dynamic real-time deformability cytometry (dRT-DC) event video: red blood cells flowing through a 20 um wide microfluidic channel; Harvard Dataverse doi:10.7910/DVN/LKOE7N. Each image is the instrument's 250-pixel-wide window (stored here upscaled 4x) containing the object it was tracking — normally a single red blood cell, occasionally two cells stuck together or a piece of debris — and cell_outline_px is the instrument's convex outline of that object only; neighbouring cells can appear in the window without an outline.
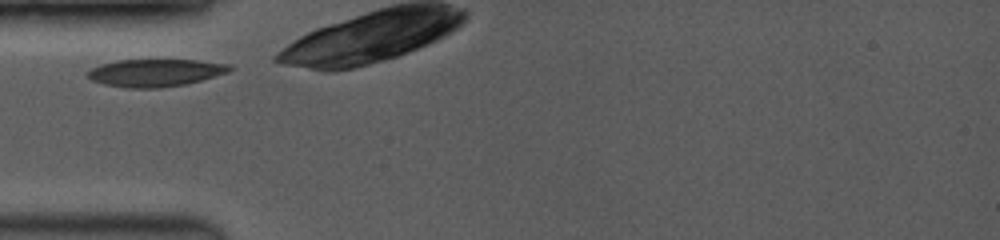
{"species": "common noctule bat (a hibernating species)", "species_latin": "Nyctalus noctula", "temperature_condition": "room temperature", "stored_images_in_passage": 17, "camera_frame_rate_fps": 3500, "um_per_image_px": 0.085, "animal": {"sex": "female", "body_mass_g": 19.0, "forearm_length_mm": 53.3}, "frame": {"image": 1, "passage_image": 1, "time_ms": 0.0, "image_size_px": [1000, 240], "cell_outline_px": [[232, 68], [228, 72], [200, 80], [184, 84], [160, 88], [128, 88], [104, 84], [92, 80], [84, 72], [100, 64], [116, 60], [200, 60], [232, 64]], "centroid_in_image_um": [13.18, 6.17], "position_along_channel_um": 71.8, "area_um2": 22.77}}
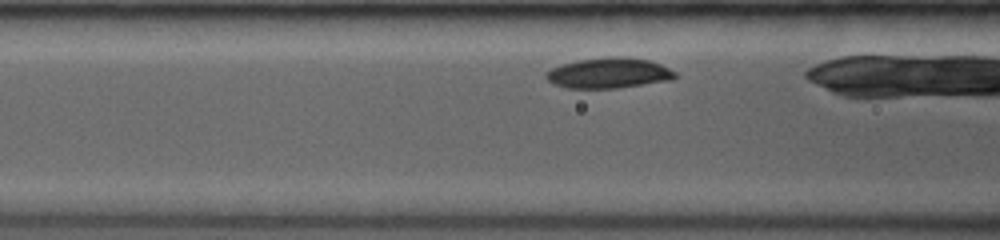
{"frame": {"image": 2, "passage_image": 5, "time_ms": 1.143, "image_size_px": [1000, 240], "cell_outline_px": [[676, 76], [672, 80], [616, 88], [568, 88], [552, 84], [544, 76], [544, 72], [560, 64], [576, 60], [604, 56], [624, 56], [648, 60], [660, 64], [676, 72]], "centroid_in_image_um": [51.7, 6.19], "position_along_channel_um": 114.9, "area_um2": 23.18}}
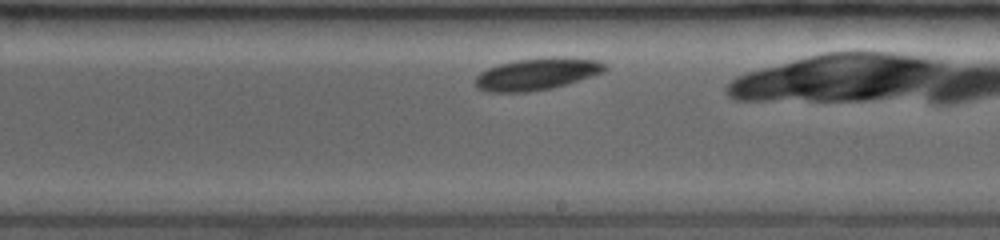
{"frame": {"image": 3, "passage_image": 17, "time_ms": 4.571, "image_size_px": [1000, 240], "cell_outline_px": [[608, 68], [604, 72], [568, 84], [552, 88], [528, 92], [488, 92], [476, 88], [472, 80], [480, 72], [488, 68], [500, 64], [516, 60], [552, 56], [556, 56], [600, 60], [608, 64]], "centroid_in_image_um": [45.65, 6.29], "position_along_channel_um": 243.3, "area_um2": 24.62}}